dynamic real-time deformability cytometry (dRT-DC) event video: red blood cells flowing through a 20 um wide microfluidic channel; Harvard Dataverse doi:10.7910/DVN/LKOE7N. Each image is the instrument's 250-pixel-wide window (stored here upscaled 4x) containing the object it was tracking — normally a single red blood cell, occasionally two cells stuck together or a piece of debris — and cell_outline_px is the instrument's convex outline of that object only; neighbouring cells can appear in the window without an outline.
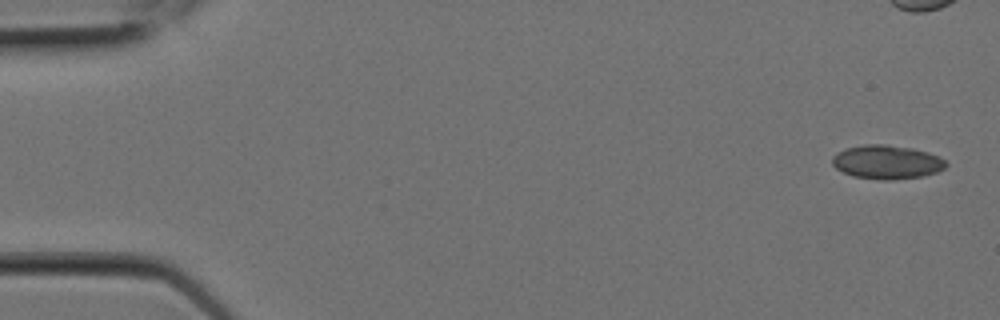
{"species": "Egyptian fruit bat (a non-hibernating species)", "species_latin": "Rousettus aegyptiacus", "temperature_condition": "room temperature", "stored_images_in_passage": 11, "camera_frame_rate_fps": 3000, "um_per_image_px": 0.085, "animal": {"sex": "female"}, "frame": {"image": 1, "passage_image": 1, "time_ms": 0.0, "image_size_px": [1000, 320], "cell_outline_px": [[948, 164], [944, 168], [936, 172], [924, 176], [892, 180], [880, 180], [852, 176], [836, 168], [832, 164], [832, 156], [836, 152], [848, 148], [864, 144], [888, 144], [912, 148], [928, 152], [940, 156]], "centroid_in_image_um": [75.38, 13.77], "position_along_channel_um": 9.6, "area_um2": 22.6}}
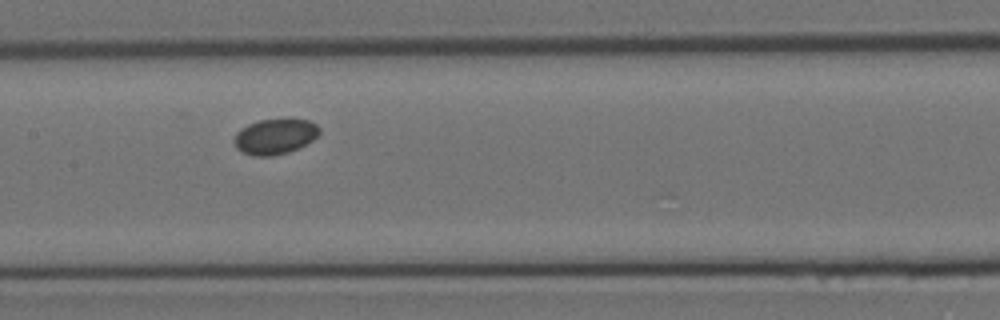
{"frame": {"image": 2, "passage_image": 10, "time_ms": 3.0, "image_size_px": [1000, 320], "cell_outline_px": [[320, 132], [312, 140], [288, 152], [272, 156], [252, 156], [240, 152], [236, 148], [236, 132], [240, 128], [248, 124], [260, 120], [288, 116], [292, 116], [308, 120], [316, 124], [320, 128]], "centroid_in_image_um": [23.39, 11.55], "position_along_channel_um": 184.0, "area_um2": 18.03}}
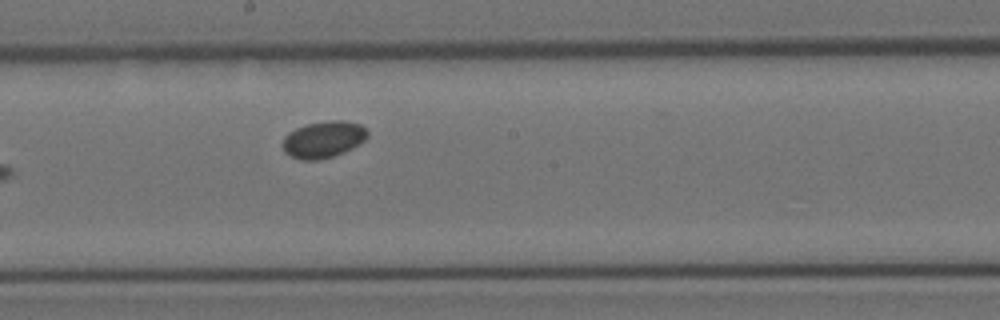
{"frame": {"image": 3, "passage_image": 11, "time_ms": 3.333, "image_size_px": [1000, 320], "cell_outline_px": [[368, 136], [364, 140], [352, 148], [344, 152], [320, 160], [300, 160], [284, 152], [284, 136], [288, 132], [304, 124], [332, 120], [344, 120], [360, 124], [368, 132]], "centroid_in_image_um": [27.49, 11.84], "position_along_channel_um": 220.7, "area_um2": 18.09}}